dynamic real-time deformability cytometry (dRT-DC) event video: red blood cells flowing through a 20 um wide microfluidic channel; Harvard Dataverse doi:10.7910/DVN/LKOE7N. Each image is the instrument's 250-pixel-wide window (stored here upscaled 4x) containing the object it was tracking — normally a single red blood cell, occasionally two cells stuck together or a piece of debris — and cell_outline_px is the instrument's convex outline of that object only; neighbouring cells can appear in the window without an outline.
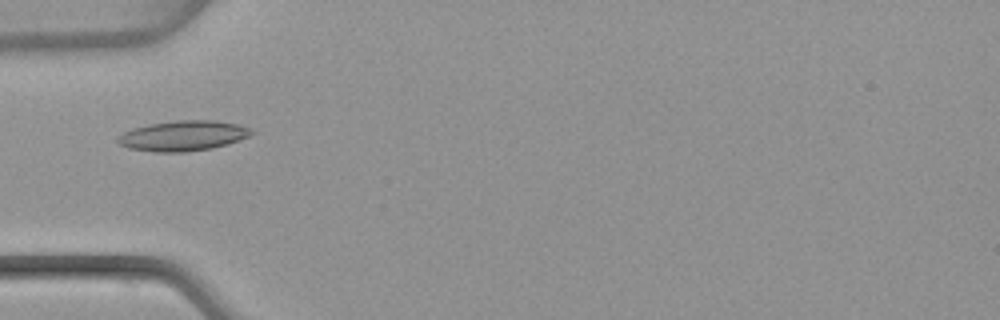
{"species": "common noctule bat (a hibernating species)", "species_latin": "Nyctalus noctula", "temperature_condition": "warm", "stored_images_in_passage": 51, "camera_frame_rate_fps": 3000, "um_per_image_px": 0.085, "animal": {"sex": "female", "body_mass_g": 22.7, "forearm_length_mm": 54.2}, "frame": {"image": 1, "passage_image": 17, "time_ms": 5.333, "image_size_px": [1000, 320], "cell_outline_px": [[256, 132], [248, 136], [212, 148], [184, 152], [156, 152], [128, 148], [120, 144], [116, 140], [116, 136], [132, 128], [148, 124], [176, 120], [216, 120], [236, 124], [252, 128]], "centroid_in_image_um": [15.52, 11.53], "position_along_channel_um": 69.5, "area_um2": 23.52}}
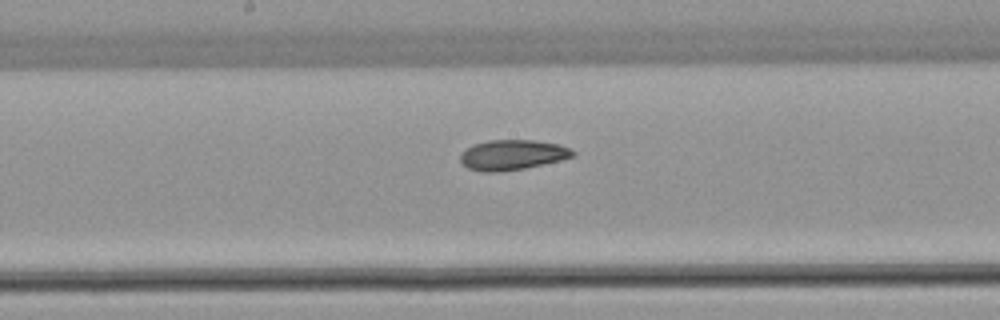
{"frame": {"image": 2, "passage_image": 27, "time_ms": 8.667, "image_size_px": [1000, 320], "cell_outline_px": [[576, 156], [560, 160], [524, 168], [496, 172], [480, 172], [468, 168], [460, 160], [460, 156], [472, 144], [488, 140], [532, 140], [556, 144], [568, 148], [576, 152]], "centroid_in_image_um": [43.54, 13.16], "position_along_channel_um": 204.7, "area_um2": 19.54}}
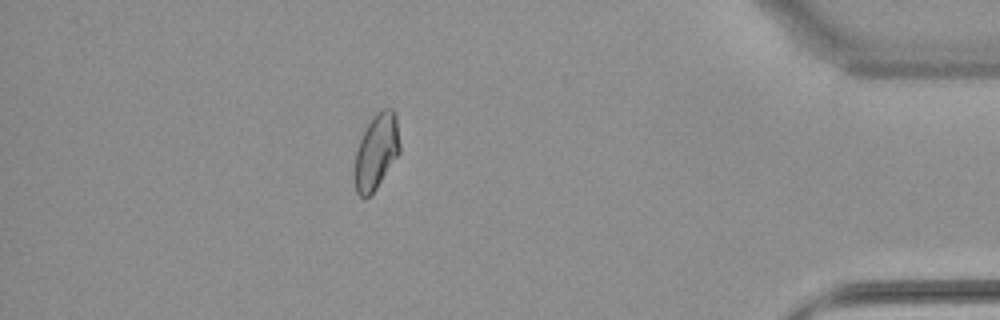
{"frame": {"image": 3, "passage_image": 45, "time_ms": 14.667, "image_size_px": [1000, 320], "cell_outline_px": [[400, 152], [376, 188], [368, 196], [360, 196], [356, 192], [356, 148], [372, 116], [376, 112], [384, 108], [392, 108], [396, 112], [400, 144]], "centroid_in_image_um": [32.03, 12.81], "position_along_channel_um": 403.2, "area_um2": 19.48}, "authors_computed_cell_mechanics": {"area_um2": 20.23, "velocity_mm_per_s": 4.0426, "shape_relaxation_time_tau1_ms": null, "shape_relaxation_time_tau2_ms": 4.9013, "deformation_change_tau1": null, "deformation_change_tau2": 0.0823}}